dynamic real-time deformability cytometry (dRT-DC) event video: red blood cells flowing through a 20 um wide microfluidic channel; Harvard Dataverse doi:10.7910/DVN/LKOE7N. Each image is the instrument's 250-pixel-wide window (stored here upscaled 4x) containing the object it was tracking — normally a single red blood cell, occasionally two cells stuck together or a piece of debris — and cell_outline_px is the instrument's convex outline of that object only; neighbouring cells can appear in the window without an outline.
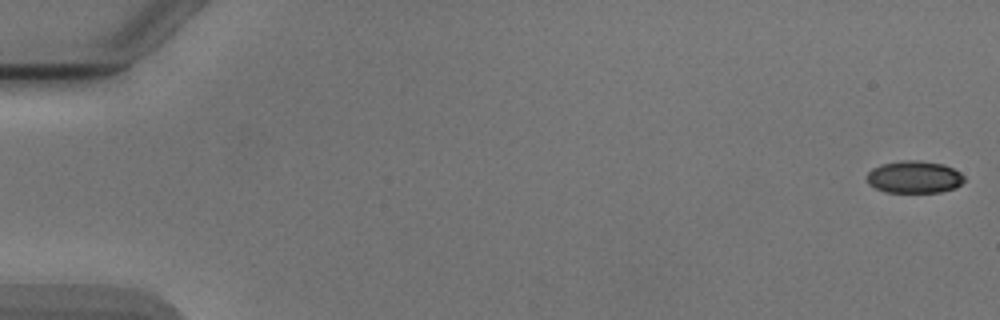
{"species": "Egyptian fruit bat (a non-hibernating species)", "species_latin": "Rousettus aegyptiacus", "temperature_condition": "cold", "stored_images_in_passage": 53, "camera_frame_rate_fps": 3000, "um_per_image_px": 0.085, "animal": {"sex": "male"}, "frame": {"image": 1, "passage_image": 1, "time_ms": 0.0, "image_size_px": [1000, 320], "cell_outline_px": [[964, 180], [956, 188], [940, 192], [884, 192], [868, 184], [868, 172], [872, 168], [880, 164], [900, 160], [920, 160], [944, 164], [960, 172], [964, 176]], "centroid_in_image_um": [77.71, 15.04], "position_along_channel_um": 7.3, "area_um2": 18.44}}
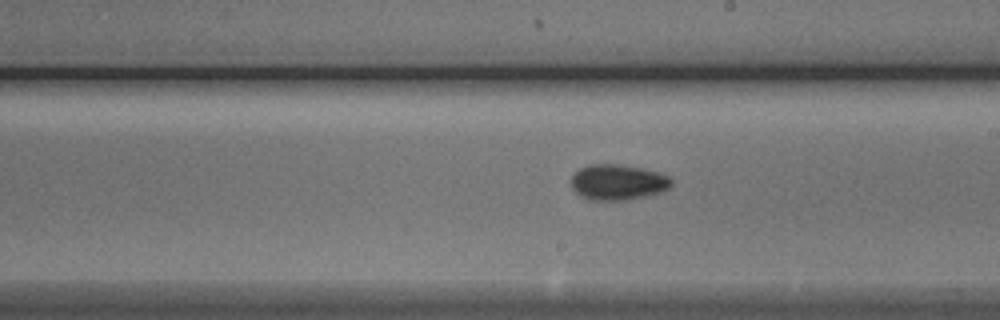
{"frame": {"image": 2, "passage_image": 31, "time_ms": 10.0, "image_size_px": [1000, 320], "cell_outline_px": [[672, 184], [668, 188], [660, 192], [628, 200], [592, 200], [576, 192], [572, 188], [572, 176], [580, 168], [588, 164], [620, 164], [644, 168], [668, 176], [672, 180]], "centroid_in_image_um": [52.52, 15.47], "position_along_channel_um": 236.5, "area_um2": 20.63}}
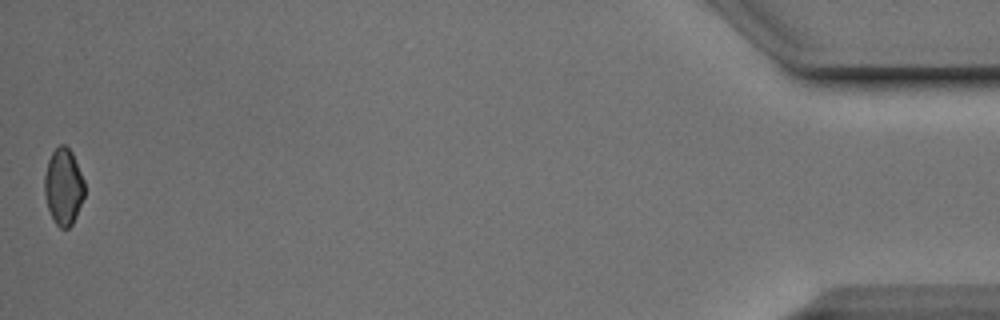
{"frame": {"image": 3, "passage_image": 53, "time_ms": 17.333, "image_size_px": [1000, 320], "cell_outline_px": [[84, 196], [76, 216], [72, 224], [68, 228], [60, 228], [56, 224], [48, 208], [44, 192], [44, 176], [48, 160], [52, 152], [60, 144], [64, 144], [72, 152], [84, 180]], "centroid_in_image_um": [5.39, 15.85], "position_along_channel_um": 429.8, "area_um2": 17.74}, "authors_computed_cell_mechanics": {"area_um2": 19.4208, "velocity_mm_per_s": 3.8941, "shape_relaxation_time_tau1_ms": 1.979, "shape_relaxation_time_tau2_ms": 2.7474, "deformation_change_tau1": 0.0774, "deformation_change_tau2": 0.0596}}